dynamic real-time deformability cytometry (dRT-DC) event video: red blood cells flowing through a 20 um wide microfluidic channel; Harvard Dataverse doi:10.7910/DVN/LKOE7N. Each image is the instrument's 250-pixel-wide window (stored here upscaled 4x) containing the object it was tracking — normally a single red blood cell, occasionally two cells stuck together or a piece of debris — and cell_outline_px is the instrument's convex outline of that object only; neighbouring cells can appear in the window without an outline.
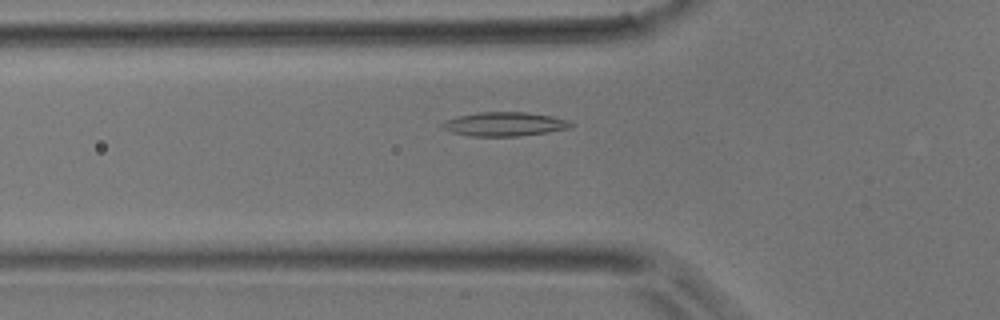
{"species": "common noctule bat (a hibernating species)", "species_latin": "Nyctalus noctula", "temperature_condition": "room temperature", "stored_images_in_passage": 20, "camera_frame_rate_fps": 3000, "um_per_image_px": 0.085, "animal": {"sex": "male", "body_mass_g": 17.9}, "frame": {"image": 1, "passage_image": 4, "time_ms": 1.0, "image_size_px": [1000, 320], "cell_outline_px": [[576, 124], [572, 128], [548, 132], [520, 136], [468, 136], [452, 132], [440, 128], [440, 124], [444, 120], [456, 116], [480, 112], [524, 112], [552, 116], [568, 120]], "centroid_in_image_um": [42.87, 10.55], "position_along_channel_um": 82.9, "area_um2": 18.26}}
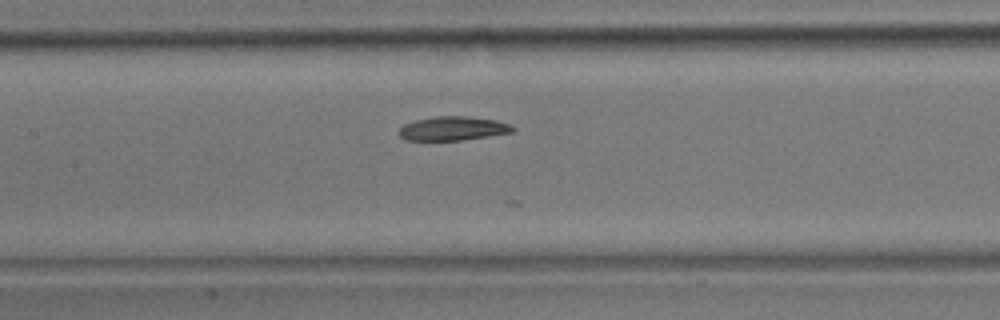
{"frame": {"image": 2, "passage_image": 10, "time_ms": 3.0, "image_size_px": [1000, 320], "cell_outline_px": [[516, 128], [512, 132], [488, 136], [460, 140], [404, 140], [396, 132], [404, 124], [416, 120], [436, 116], [464, 116], [496, 120], [508, 124]], "centroid_in_image_um": [38.45, 10.92], "position_along_channel_um": 168.9, "area_um2": 15.78}}
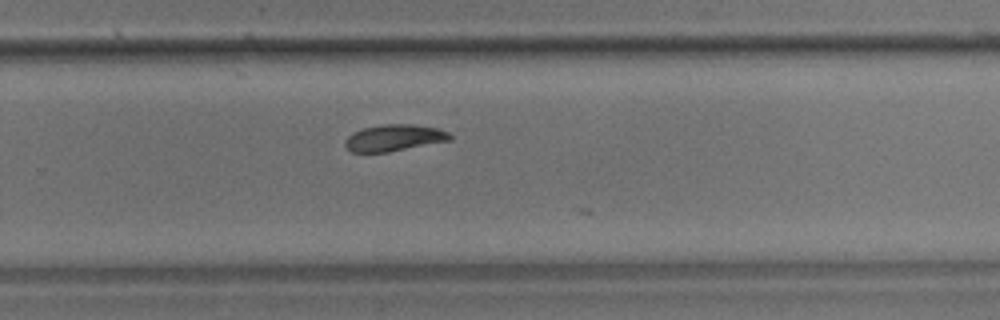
{"frame": {"image": 3, "passage_image": 19, "time_ms": 6.0, "image_size_px": [1000, 320], "cell_outline_px": [[452, 140], [388, 152], [352, 152], [344, 144], [344, 140], [352, 132], [364, 128], [384, 124], [412, 124], [436, 128], [448, 132], [452, 136]], "centroid_in_image_um": [33.5, 11.71], "position_along_channel_um": 296.3, "area_um2": 16.18}}